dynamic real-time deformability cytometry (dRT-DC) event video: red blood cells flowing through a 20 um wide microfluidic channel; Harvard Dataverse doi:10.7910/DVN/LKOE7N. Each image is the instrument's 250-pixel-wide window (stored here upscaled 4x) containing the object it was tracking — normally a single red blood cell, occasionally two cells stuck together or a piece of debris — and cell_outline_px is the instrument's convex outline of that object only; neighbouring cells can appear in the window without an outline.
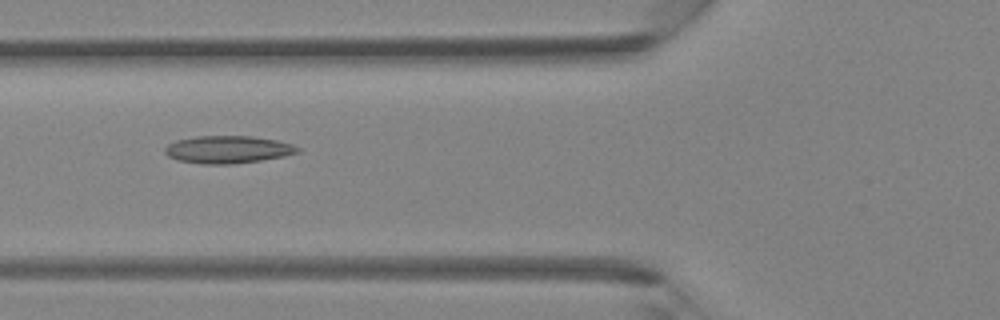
{"species": "Egyptian fruit bat (a non-hibernating species)", "species_latin": "Rousettus aegyptiacus", "temperature_condition": "room temperature", "stored_images_in_passage": 42, "camera_frame_rate_fps": 3000, "um_per_image_px": 0.085, "animal": {"sex": "female"}, "frame": {"image": 1, "passage_image": 16, "time_ms": 5.0, "image_size_px": [1000, 320], "cell_outline_px": [[300, 152], [284, 156], [260, 160], [232, 164], [200, 164], [176, 160], [168, 156], [164, 152], [164, 148], [168, 144], [176, 140], [196, 136], [252, 136], [276, 140], [292, 144], [300, 148]], "centroid_in_image_um": [19.34, 12.71], "position_along_channel_um": 106.5, "area_um2": 21.39}}
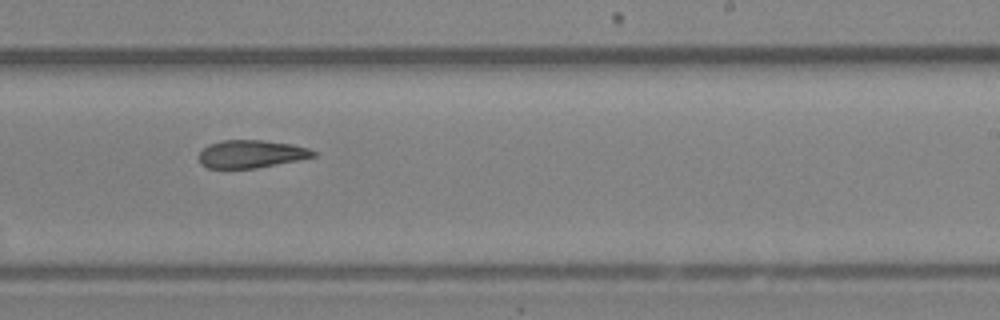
{"frame": {"image": 2, "passage_image": 26, "time_ms": 8.333, "image_size_px": [1000, 320], "cell_outline_px": [[316, 156], [256, 168], [208, 168], [200, 164], [200, 152], [208, 144], [220, 140], [264, 140], [292, 144], [308, 148], [316, 152]], "centroid_in_image_um": [21.33, 13.08], "position_along_channel_um": 267.7, "area_um2": 18.44}}
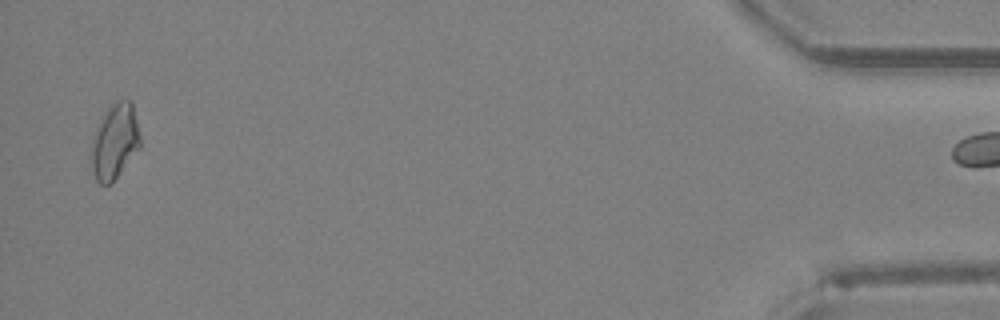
{"frame": {"image": 3, "passage_image": 41, "time_ms": 13.333, "image_size_px": [1000, 320], "cell_outline_px": [[140, 148], [116, 176], [108, 184], [100, 184], [96, 180], [92, 168], [92, 144], [96, 128], [108, 108], [116, 100], [132, 100], [140, 136]], "centroid_in_image_um": [9.77, 11.99], "position_along_channel_um": 425.4, "area_um2": 20.87}}